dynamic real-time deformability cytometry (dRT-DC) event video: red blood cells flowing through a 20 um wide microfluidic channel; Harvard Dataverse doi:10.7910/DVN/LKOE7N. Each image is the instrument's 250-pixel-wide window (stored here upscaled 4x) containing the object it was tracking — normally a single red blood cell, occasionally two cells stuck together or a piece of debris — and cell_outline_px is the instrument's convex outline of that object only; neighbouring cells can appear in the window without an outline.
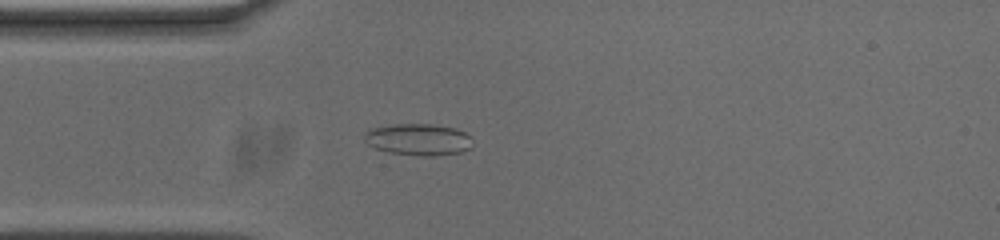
{"species": "common noctule bat (a hibernating species)", "species_latin": "Nyctalus noctula", "temperature_condition": "cold", "stored_images_in_passage": 53, "camera_frame_rate_fps": 3000, "um_per_image_px": 0.085, "animal": {"sex": "male", "body_mass_g": 20.0, "forearm_length_mm": 53.3}, "frame": {"image": 1, "passage_image": 13, "time_ms": 4.0, "image_size_px": [1000, 240], "cell_outline_px": [[472, 148], [460, 152], [436, 156], [420, 156], [388, 152], [376, 148], [368, 144], [364, 140], [364, 132], [372, 128], [392, 124], [428, 124], [456, 128], [472, 136]], "centroid_in_image_um": [35.58, 11.86], "position_along_channel_um": 49.4, "area_um2": 20.17}}
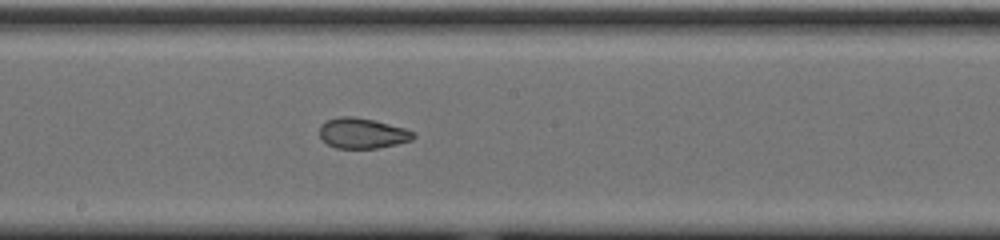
{"frame": {"image": 2, "passage_image": 27, "time_ms": 8.667, "image_size_px": [1000, 240], "cell_outline_px": [[416, 136], [412, 140], [396, 144], [376, 148], [336, 148], [320, 140], [320, 124], [328, 120], [340, 116], [352, 116], [376, 120], [404, 128], [416, 132]], "centroid_in_image_um": [30.8, 11.32], "position_along_channel_um": 217.4, "area_um2": 16.76}}
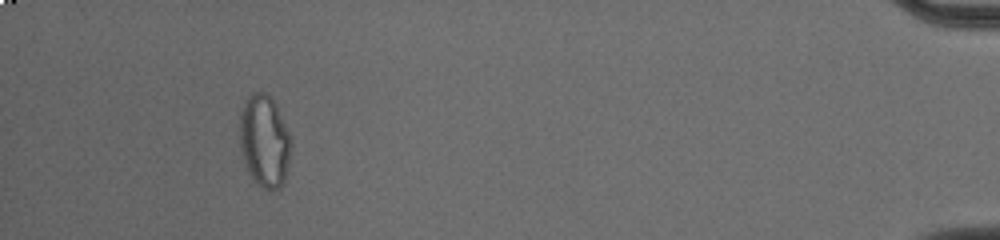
{"frame": {"image": 3, "passage_image": 49, "time_ms": 16.0, "image_size_px": [1000, 240], "cell_outline_px": [[292, 144], [284, 184], [280, 188], [272, 192], [256, 184], [248, 172], [240, 152], [240, 108], [244, 100], [252, 92], [260, 88], [272, 96], [276, 104], [292, 140]], "centroid_in_image_um": [22.47, 11.95], "position_along_channel_um": 412.7, "area_um2": 28.5}, "authors_computed_cell_mechanics": {"area_um2": 19.2474, "velocity_mm_per_s": 3.7069, "shape_relaxation_time_tau1_ms": null, "shape_relaxation_time_tau2_ms": 1.822, "deformation_change_tau1": null, "deformation_change_tau2": 0.0647}}